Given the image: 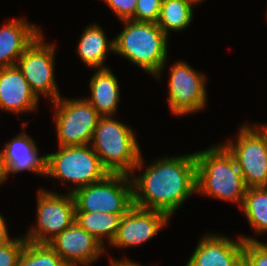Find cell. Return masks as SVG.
<instances>
[{"label":"cell","instance_id":"1","mask_svg":"<svg viewBox=\"0 0 267 266\" xmlns=\"http://www.w3.org/2000/svg\"><path fill=\"white\" fill-rule=\"evenodd\" d=\"M144 169L143 174L130 175L133 204L138 207L158 210L171 218L197 192L195 152L165 156Z\"/></svg>","mask_w":267,"mask_h":266},{"label":"cell","instance_id":"2","mask_svg":"<svg viewBox=\"0 0 267 266\" xmlns=\"http://www.w3.org/2000/svg\"><path fill=\"white\" fill-rule=\"evenodd\" d=\"M197 192L238 204L241 208L247 187L233 156L222 144L195 152Z\"/></svg>","mask_w":267,"mask_h":266},{"label":"cell","instance_id":"3","mask_svg":"<svg viewBox=\"0 0 267 266\" xmlns=\"http://www.w3.org/2000/svg\"><path fill=\"white\" fill-rule=\"evenodd\" d=\"M123 30L114 37V53L128 59L152 77L161 79L168 60L169 37L157 23L122 20Z\"/></svg>","mask_w":267,"mask_h":266},{"label":"cell","instance_id":"4","mask_svg":"<svg viewBox=\"0 0 267 266\" xmlns=\"http://www.w3.org/2000/svg\"><path fill=\"white\" fill-rule=\"evenodd\" d=\"M134 130L113 116L100 117L91 146L109 173L131 175L145 167Z\"/></svg>","mask_w":267,"mask_h":266},{"label":"cell","instance_id":"5","mask_svg":"<svg viewBox=\"0 0 267 266\" xmlns=\"http://www.w3.org/2000/svg\"><path fill=\"white\" fill-rule=\"evenodd\" d=\"M46 177L75 183V190L104 179L108 170L102 165L99 156L90 144L74 146H58L56 152L46 154Z\"/></svg>","mask_w":267,"mask_h":266},{"label":"cell","instance_id":"6","mask_svg":"<svg viewBox=\"0 0 267 266\" xmlns=\"http://www.w3.org/2000/svg\"><path fill=\"white\" fill-rule=\"evenodd\" d=\"M237 140L221 143L233 156L247 188L267 187V123L243 124Z\"/></svg>","mask_w":267,"mask_h":266},{"label":"cell","instance_id":"7","mask_svg":"<svg viewBox=\"0 0 267 266\" xmlns=\"http://www.w3.org/2000/svg\"><path fill=\"white\" fill-rule=\"evenodd\" d=\"M71 194L75 212L127 213L134 205L133 184L127 174L110 173Z\"/></svg>","mask_w":267,"mask_h":266},{"label":"cell","instance_id":"8","mask_svg":"<svg viewBox=\"0 0 267 266\" xmlns=\"http://www.w3.org/2000/svg\"><path fill=\"white\" fill-rule=\"evenodd\" d=\"M51 105L54 106L58 146L91 144L101 116L85 98L69 99L60 96Z\"/></svg>","mask_w":267,"mask_h":266},{"label":"cell","instance_id":"9","mask_svg":"<svg viewBox=\"0 0 267 266\" xmlns=\"http://www.w3.org/2000/svg\"><path fill=\"white\" fill-rule=\"evenodd\" d=\"M36 225L30 226L25 239L48 244L75 221V201L71 193L59 194L39 189L36 202Z\"/></svg>","mask_w":267,"mask_h":266},{"label":"cell","instance_id":"10","mask_svg":"<svg viewBox=\"0 0 267 266\" xmlns=\"http://www.w3.org/2000/svg\"><path fill=\"white\" fill-rule=\"evenodd\" d=\"M41 32L18 58L16 66L22 72L30 88L39 98L57 100L61 94L55 78V43L44 42Z\"/></svg>","mask_w":267,"mask_h":266},{"label":"cell","instance_id":"11","mask_svg":"<svg viewBox=\"0 0 267 266\" xmlns=\"http://www.w3.org/2000/svg\"><path fill=\"white\" fill-rule=\"evenodd\" d=\"M206 78L185 61L170 66L167 103L171 113L184 116L202 111L207 105Z\"/></svg>","mask_w":267,"mask_h":266},{"label":"cell","instance_id":"12","mask_svg":"<svg viewBox=\"0 0 267 266\" xmlns=\"http://www.w3.org/2000/svg\"><path fill=\"white\" fill-rule=\"evenodd\" d=\"M170 220L164 212L133 205L122 217L110 245L126 249L145 244L166 227Z\"/></svg>","mask_w":267,"mask_h":266},{"label":"cell","instance_id":"13","mask_svg":"<svg viewBox=\"0 0 267 266\" xmlns=\"http://www.w3.org/2000/svg\"><path fill=\"white\" fill-rule=\"evenodd\" d=\"M48 245L68 266H90L107 250L76 221L52 239Z\"/></svg>","mask_w":267,"mask_h":266},{"label":"cell","instance_id":"14","mask_svg":"<svg viewBox=\"0 0 267 266\" xmlns=\"http://www.w3.org/2000/svg\"><path fill=\"white\" fill-rule=\"evenodd\" d=\"M206 233L185 266H243L244 240Z\"/></svg>","mask_w":267,"mask_h":266},{"label":"cell","instance_id":"15","mask_svg":"<svg viewBox=\"0 0 267 266\" xmlns=\"http://www.w3.org/2000/svg\"><path fill=\"white\" fill-rule=\"evenodd\" d=\"M23 131L4 144L3 150H0V157L5 165L7 177L10 174L29 171L35 175H46L47 156H39L37 144L29 136L25 128L28 122H22Z\"/></svg>","mask_w":267,"mask_h":266},{"label":"cell","instance_id":"16","mask_svg":"<svg viewBox=\"0 0 267 266\" xmlns=\"http://www.w3.org/2000/svg\"><path fill=\"white\" fill-rule=\"evenodd\" d=\"M38 98L17 66L0 68V109L16 115L38 109Z\"/></svg>","mask_w":267,"mask_h":266},{"label":"cell","instance_id":"17","mask_svg":"<svg viewBox=\"0 0 267 266\" xmlns=\"http://www.w3.org/2000/svg\"><path fill=\"white\" fill-rule=\"evenodd\" d=\"M40 33V27L24 17L4 23L0 28V68L16 66L18 58Z\"/></svg>","mask_w":267,"mask_h":266},{"label":"cell","instance_id":"18","mask_svg":"<svg viewBox=\"0 0 267 266\" xmlns=\"http://www.w3.org/2000/svg\"><path fill=\"white\" fill-rule=\"evenodd\" d=\"M94 72L89 82L91 94L85 99L101 117L114 116L121 100L119 82L110 67Z\"/></svg>","mask_w":267,"mask_h":266},{"label":"cell","instance_id":"19","mask_svg":"<svg viewBox=\"0 0 267 266\" xmlns=\"http://www.w3.org/2000/svg\"><path fill=\"white\" fill-rule=\"evenodd\" d=\"M77 54L81 61L91 69H105L108 53H114V39L107 38L103 28L97 24L88 25L79 38Z\"/></svg>","mask_w":267,"mask_h":266},{"label":"cell","instance_id":"20","mask_svg":"<svg viewBox=\"0 0 267 266\" xmlns=\"http://www.w3.org/2000/svg\"><path fill=\"white\" fill-rule=\"evenodd\" d=\"M126 213H101V212H75L77 224L93 235L103 246L111 244L114 239L122 217Z\"/></svg>","mask_w":267,"mask_h":266},{"label":"cell","instance_id":"21","mask_svg":"<svg viewBox=\"0 0 267 266\" xmlns=\"http://www.w3.org/2000/svg\"><path fill=\"white\" fill-rule=\"evenodd\" d=\"M193 5L190 0H162L157 25L168 37L171 31H183L193 20Z\"/></svg>","mask_w":267,"mask_h":266},{"label":"cell","instance_id":"22","mask_svg":"<svg viewBox=\"0 0 267 266\" xmlns=\"http://www.w3.org/2000/svg\"><path fill=\"white\" fill-rule=\"evenodd\" d=\"M240 209L255 233L267 232V187L247 188Z\"/></svg>","mask_w":267,"mask_h":266},{"label":"cell","instance_id":"23","mask_svg":"<svg viewBox=\"0 0 267 266\" xmlns=\"http://www.w3.org/2000/svg\"><path fill=\"white\" fill-rule=\"evenodd\" d=\"M17 266H68L48 245L26 241Z\"/></svg>","mask_w":267,"mask_h":266},{"label":"cell","instance_id":"24","mask_svg":"<svg viewBox=\"0 0 267 266\" xmlns=\"http://www.w3.org/2000/svg\"><path fill=\"white\" fill-rule=\"evenodd\" d=\"M244 240L243 266H267V243L240 234Z\"/></svg>","mask_w":267,"mask_h":266},{"label":"cell","instance_id":"25","mask_svg":"<svg viewBox=\"0 0 267 266\" xmlns=\"http://www.w3.org/2000/svg\"><path fill=\"white\" fill-rule=\"evenodd\" d=\"M26 241L24 236L13 237L11 241L0 245V266H17Z\"/></svg>","mask_w":267,"mask_h":266},{"label":"cell","instance_id":"26","mask_svg":"<svg viewBox=\"0 0 267 266\" xmlns=\"http://www.w3.org/2000/svg\"><path fill=\"white\" fill-rule=\"evenodd\" d=\"M162 0H137L134 16L131 18L135 21L157 23Z\"/></svg>","mask_w":267,"mask_h":266},{"label":"cell","instance_id":"27","mask_svg":"<svg viewBox=\"0 0 267 266\" xmlns=\"http://www.w3.org/2000/svg\"><path fill=\"white\" fill-rule=\"evenodd\" d=\"M112 12L122 21L134 16L137 0H103Z\"/></svg>","mask_w":267,"mask_h":266},{"label":"cell","instance_id":"28","mask_svg":"<svg viewBox=\"0 0 267 266\" xmlns=\"http://www.w3.org/2000/svg\"><path fill=\"white\" fill-rule=\"evenodd\" d=\"M10 237L11 236L8 233L7 224L5 222V219L0 214V245L5 244V243L11 241L13 238H10Z\"/></svg>","mask_w":267,"mask_h":266},{"label":"cell","instance_id":"29","mask_svg":"<svg viewBox=\"0 0 267 266\" xmlns=\"http://www.w3.org/2000/svg\"><path fill=\"white\" fill-rule=\"evenodd\" d=\"M7 171H6V168H5V165L4 163L2 162V159L0 157V185L2 183L5 182V180H7Z\"/></svg>","mask_w":267,"mask_h":266},{"label":"cell","instance_id":"30","mask_svg":"<svg viewBox=\"0 0 267 266\" xmlns=\"http://www.w3.org/2000/svg\"><path fill=\"white\" fill-rule=\"evenodd\" d=\"M190 1H192L193 3H195L196 5H197V3L199 4V2L200 3H202L204 0H190ZM206 1V0H205Z\"/></svg>","mask_w":267,"mask_h":266}]
</instances>
